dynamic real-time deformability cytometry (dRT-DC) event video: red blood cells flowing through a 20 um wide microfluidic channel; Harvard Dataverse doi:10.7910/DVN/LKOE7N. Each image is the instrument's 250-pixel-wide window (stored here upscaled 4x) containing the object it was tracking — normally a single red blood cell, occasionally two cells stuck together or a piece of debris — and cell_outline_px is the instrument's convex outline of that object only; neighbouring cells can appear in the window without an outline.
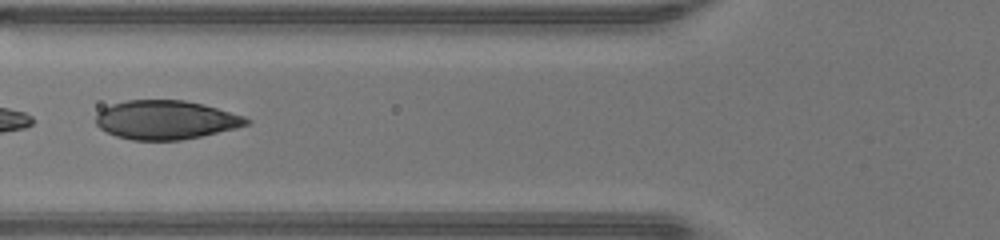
{"species": "human", "species_latin": "Homo sapiens", "temperature_condition": "warm", "stored_images_in_passage": 30, "segment_of_instrument_passage": [2, 2], "camera_frame_rate_fps": 3000, "um_per_image_px": 0.085, "donor": {"sex": "male"}, "frame": {"image": 1, "passage_image": 7, "time_ms": 2.0, "image_size_px": [1000, 240], "cell_outline_px": [[252, 120], [248, 124], [236, 128], [200, 136], [180, 140], [132, 140], [116, 136], [100, 128], [96, 124], [96, 116], [104, 108], [112, 104], [128, 100], [184, 100], [204, 104], [244, 116]], "centroid_in_image_um": [14.11, 10.19], "position_along_channel_um": 111.7, "area_um2": 33.93}}
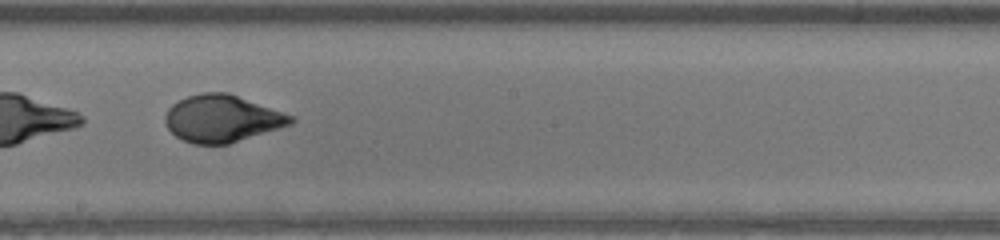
{"frame": {"image": 2, "passage_image": 15, "time_ms": 4.667, "image_size_px": [1000, 240], "cell_outline_px": [[296, 120], [292, 124], [228, 144], [196, 144], [184, 140], [176, 136], [168, 128], [164, 120], [164, 116], [168, 108], [172, 104], [188, 96], [200, 92], [228, 92], [296, 116]], "centroid_in_image_um": [18.89, 10.06], "position_along_channel_um": 229.3, "area_um2": 34.56}}
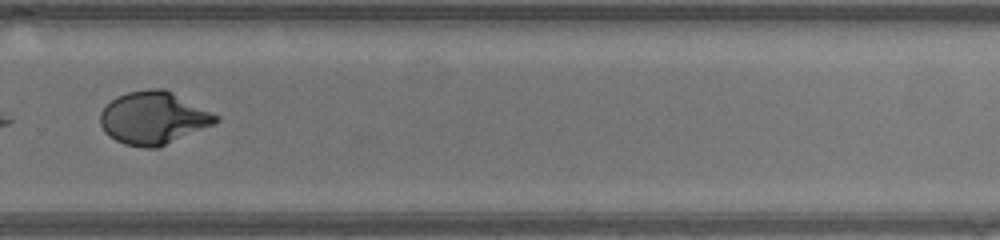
{"frame": {"image": 3, "passage_image": 21, "time_ms": 6.667, "image_size_px": [1000, 240], "cell_outline_px": [[220, 120], [216, 124], [156, 148], [144, 148], [124, 144], [108, 136], [104, 132], [100, 124], [100, 112], [116, 96], [128, 92], [148, 88], [164, 88], [220, 116]], "centroid_in_image_um": [13.04, 10.03], "position_along_channel_um": 316.8, "area_um2": 35.55}}